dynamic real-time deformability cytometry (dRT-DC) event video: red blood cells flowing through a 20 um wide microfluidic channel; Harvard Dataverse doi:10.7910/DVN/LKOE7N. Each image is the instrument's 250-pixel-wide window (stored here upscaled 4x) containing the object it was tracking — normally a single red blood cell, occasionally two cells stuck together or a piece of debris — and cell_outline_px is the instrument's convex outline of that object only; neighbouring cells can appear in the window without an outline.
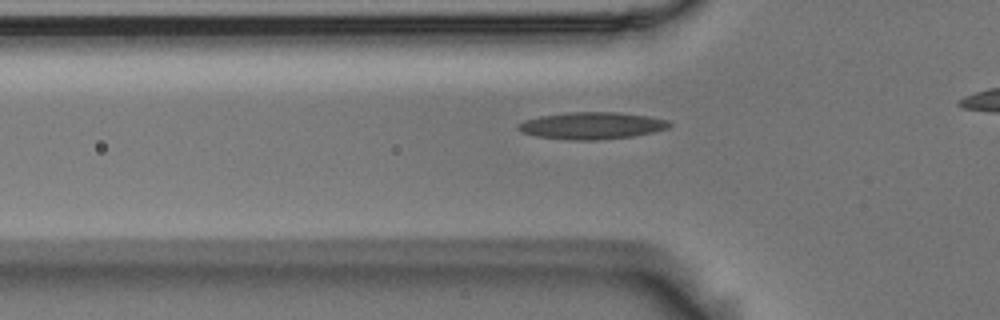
{"species": "Egyptian fruit bat (a non-hibernating species)", "species_latin": "Rousettus aegyptiacus", "temperature_condition": "room temperature", "stored_images_in_passage": 38, "camera_frame_rate_fps": 3000, "um_per_image_px": 0.085, "animal": {"sex": "male"}, "frame": {"image": 1, "passage_image": 11, "time_ms": 3.333, "image_size_px": [1000, 320], "cell_outline_px": [[672, 124], [668, 128], [652, 132], [632, 136], [596, 140], [568, 140], [536, 136], [520, 132], [516, 128], [516, 124], [524, 120], [540, 116], [568, 112], [620, 112], [648, 116], [668, 120]], "centroid_in_image_um": [50.26, 10.67], "position_along_channel_um": 75.5, "area_um2": 23.93}}
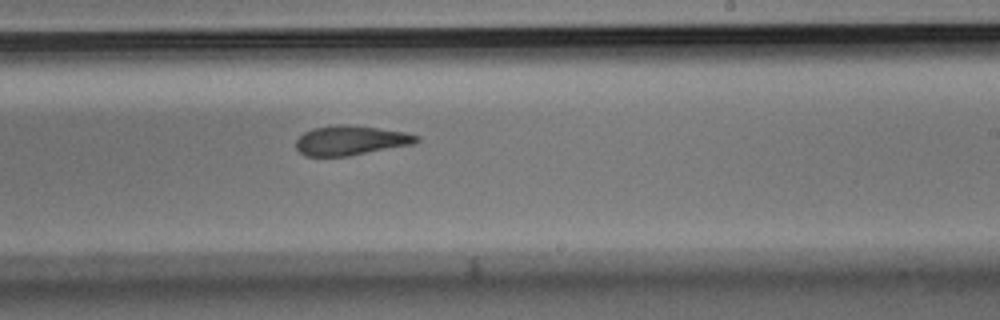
{"frame": {"image": 2, "passage_image": 26, "time_ms": 8.333, "image_size_px": [1000, 320], "cell_outline_px": [[420, 140], [416, 144], [348, 156], [304, 156], [296, 148], [296, 140], [304, 132], [312, 128], [336, 124], [348, 124], [408, 132], [420, 136]], "centroid_in_image_um": [29.85, 11.93], "position_along_channel_um": 259.2, "area_um2": 21.1}}
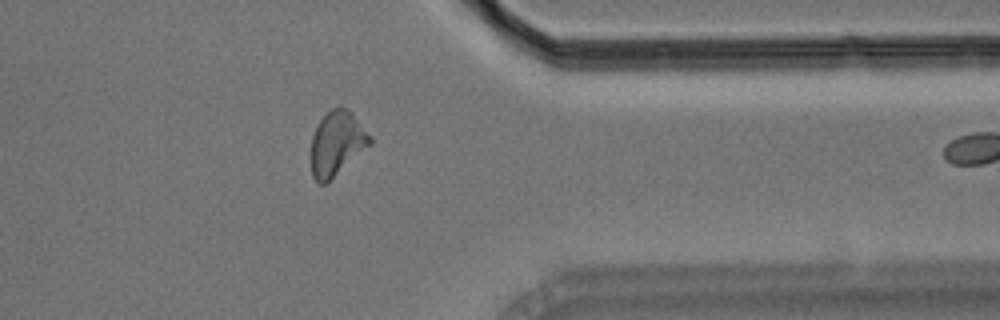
{"frame": {"image": 3, "passage_image": 37, "time_ms": 12.0, "image_size_px": [1000, 320], "cell_outline_px": [[372, 144], [324, 184], [316, 184], [312, 176], [312, 136], [320, 120], [332, 108], [344, 108], [352, 112], [372, 136]], "centroid_in_image_um": [28.65, 12.19], "position_along_channel_um": 382.7, "area_um2": 21.79}}